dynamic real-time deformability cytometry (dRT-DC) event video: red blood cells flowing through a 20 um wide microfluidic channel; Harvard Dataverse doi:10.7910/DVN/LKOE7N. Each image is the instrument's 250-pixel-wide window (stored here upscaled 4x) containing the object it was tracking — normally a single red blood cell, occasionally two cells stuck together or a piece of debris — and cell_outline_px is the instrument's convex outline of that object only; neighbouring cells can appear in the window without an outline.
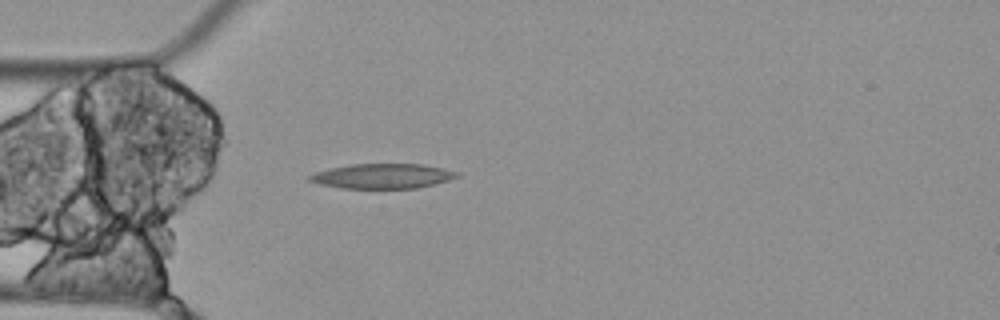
{"species": "Egyptian fruit bat (a non-hibernating species)", "species_latin": "Rousettus aegyptiacus", "temperature_condition": "cold", "stored_images_in_passage": 4, "camera_frame_rate_fps": 3000, "um_per_image_px": 0.085, "animal": {"sex": "female"}, "frame": {"image": 1, "passage_image": 4, "time_ms": 1.0, "image_size_px": [1000, 320], "cell_outline_px": [[460, 176], [448, 180], [416, 188], [340, 188], [320, 184], [308, 180], [304, 176], [328, 168], [352, 164], [424, 164], [460, 172]], "centroid_in_image_um": [32.48, 14.96], "position_along_channel_um": 52.5, "area_um2": 21.39}}